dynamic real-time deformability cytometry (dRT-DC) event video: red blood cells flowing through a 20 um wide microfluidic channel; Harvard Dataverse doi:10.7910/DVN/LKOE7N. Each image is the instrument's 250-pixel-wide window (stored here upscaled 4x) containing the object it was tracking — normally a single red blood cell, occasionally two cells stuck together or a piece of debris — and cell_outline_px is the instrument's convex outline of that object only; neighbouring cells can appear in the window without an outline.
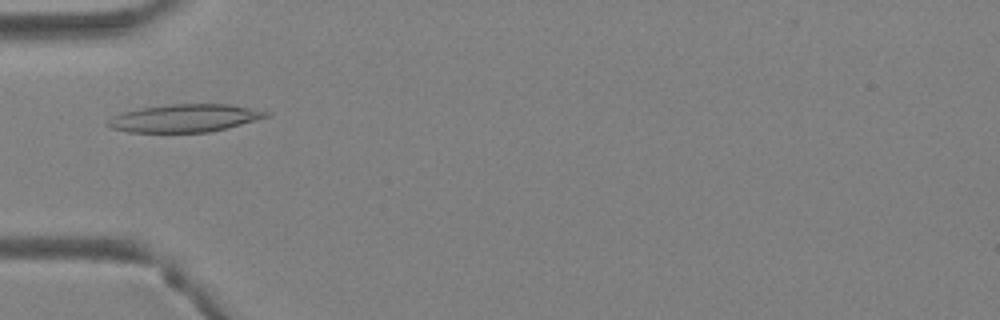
{"species": "Egyptian fruit bat (a non-hibernating species)", "species_latin": "Rousettus aegyptiacus", "temperature_condition": "warm", "stored_images_in_passage": 34, "camera_frame_rate_fps": 3000, "um_per_image_px": 0.085, "animal": {"sex": "female"}, "frame": {"image": 1, "passage_image": 7, "time_ms": 2.0, "image_size_px": [1000, 320], "cell_outline_px": [[272, 116], [228, 128], [208, 132], [128, 132], [112, 128], [104, 124], [112, 116], [120, 112], [140, 108], [172, 104], [232, 104], [272, 112]], "centroid_in_image_um": [15.74, 10.04], "position_along_channel_um": 69.3, "area_um2": 25.95}}
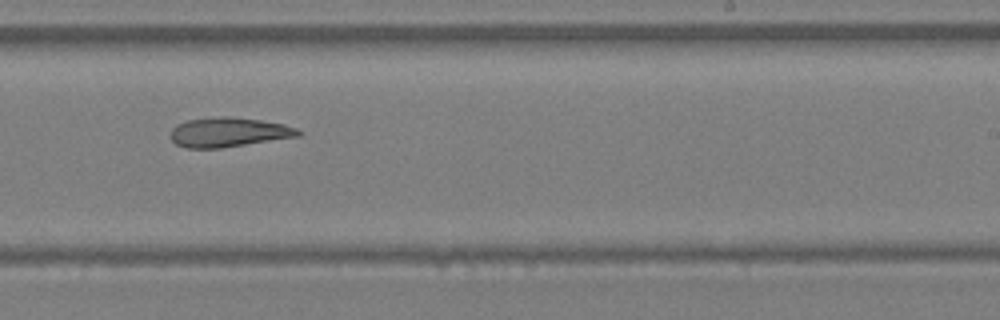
{"frame": {"image": 2, "passage_image": 19, "time_ms": 6.0, "image_size_px": [1000, 320], "cell_outline_px": [[304, 132], [300, 136], [220, 148], [188, 148], [176, 144], [168, 136], [172, 128], [176, 124], [188, 120], [220, 116], [224, 116], [260, 120], [284, 124], [296, 128]], "centroid_in_image_um": [19.42, 11.24], "position_along_channel_um": 269.6, "area_um2": 21.96}}
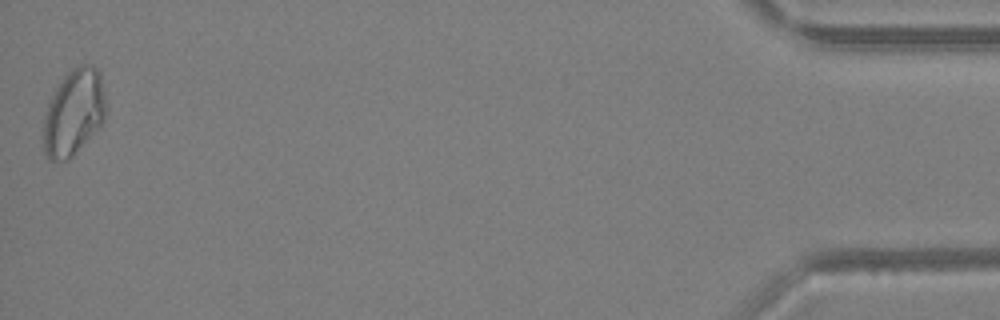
{"frame": {"image": 3, "passage_image": 34, "time_ms": 11.0, "image_size_px": [1000, 320], "cell_outline_px": [[108, 108], [104, 120], [72, 156], [68, 160], [52, 160], [44, 152], [40, 136], [44, 116], [48, 104], [60, 80], [72, 68], [80, 64], [92, 64], [100, 72]], "centroid_in_image_um": [6.26, 9.53], "position_along_channel_um": 428.9, "area_um2": 31.73}}